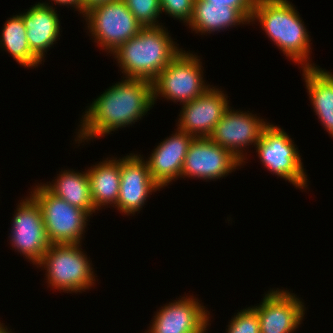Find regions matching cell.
Here are the masks:
<instances>
[{
    "instance_id": "cell-1",
    "label": "cell",
    "mask_w": 333,
    "mask_h": 333,
    "mask_svg": "<svg viewBox=\"0 0 333 333\" xmlns=\"http://www.w3.org/2000/svg\"><path fill=\"white\" fill-rule=\"evenodd\" d=\"M154 104L151 81L126 78L117 82L85 110L75 141L104 137L118 128L135 124Z\"/></svg>"
},
{
    "instance_id": "cell-2",
    "label": "cell",
    "mask_w": 333,
    "mask_h": 333,
    "mask_svg": "<svg viewBox=\"0 0 333 333\" xmlns=\"http://www.w3.org/2000/svg\"><path fill=\"white\" fill-rule=\"evenodd\" d=\"M163 26L143 27L136 36L113 53L124 78L153 82L159 73L182 50Z\"/></svg>"
},
{
    "instance_id": "cell-3",
    "label": "cell",
    "mask_w": 333,
    "mask_h": 333,
    "mask_svg": "<svg viewBox=\"0 0 333 333\" xmlns=\"http://www.w3.org/2000/svg\"><path fill=\"white\" fill-rule=\"evenodd\" d=\"M258 20L262 29L286 57L301 68L309 63L310 36L298 11L288 0H256L250 22ZM305 64V65H304Z\"/></svg>"
},
{
    "instance_id": "cell-4",
    "label": "cell",
    "mask_w": 333,
    "mask_h": 333,
    "mask_svg": "<svg viewBox=\"0 0 333 333\" xmlns=\"http://www.w3.org/2000/svg\"><path fill=\"white\" fill-rule=\"evenodd\" d=\"M81 244H51L36 264L43 267L49 287L68 292L90 289L95 282L94 271Z\"/></svg>"
},
{
    "instance_id": "cell-5",
    "label": "cell",
    "mask_w": 333,
    "mask_h": 333,
    "mask_svg": "<svg viewBox=\"0 0 333 333\" xmlns=\"http://www.w3.org/2000/svg\"><path fill=\"white\" fill-rule=\"evenodd\" d=\"M202 67L198 56L182 48L152 82L153 102L160 96L182 104L198 98L211 87L203 80Z\"/></svg>"
},
{
    "instance_id": "cell-6",
    "label": "cell",
    "mask_w": 333,
    "mask_h": 333,
    "mask_svg": "<svg viewBox=\"0 0 333 333\" xmlns=\"http://www.w3.org/2000/svg\"><path fill=\"white\" fill-rule=\"evenodd\" d=\"M36 187L30 192V196L41 210L49 242L51 244L81 243L82 234L90 215L56 197L42 184Z\"/></svg>"
},
{
    "instance_id": "cell-7",
    "label": "cell",
    "mask_w": 333,
    "mask_h": 333,
    "mask_svg": "<svg viewBox=\"0 0 333 333\" xmlns=\"http://www.w3.org/2000/svg\"><path fill=\"white\" fill-rule=\"evenodd\" d=\"M83 17L94 41L109 53L143 28L122 0L97 4L86 10Z\"/></svg>"
},
{
    "instance_id": "cell-8",
    "label": "cell",
    "mask_w": 333,
    "mask_h": 333,
    "mask_svg": "<svg viewBox=\"0 0 333 333\" xmlns=\"http://www.w3.org/2000/svg\"><path fill=\"white\" fill-rule=\"evenodd\" d=\"M255 147L258 158L270 172L300 189L308 186L298 147L283 128L269 124Z\"/></svg>"
},
{
    "instance_id": "cell-9",
    "label": "cell",
    "mask_w": 333,
    "mask_h": 333,
    "mask_svg": "<svg viewBox=\"0 0 333 333\" xmlns=\"http://www.w3.org/2000/svg\"><path fill=\"white\" fill-rule=\"evenodd\" d=\"M17 207L10 229V242L17 252L36 265L51 245L42 213L31 196L21 200Z\"/></svg>"
},
{
    "instance_id": "cell-10",
    "label": "cell",
    "mask_w": 333,
    "mask_h": 333,
    "mask_svg": "<svg viewBox=\"0 0 333 333\" xmlns=\"http://www.w3.org/2000/svg\"><path fill=\"white\" fill-rule=\"evenodd\" d=\"M269 124L249 111L243 113L228 108L209 138L245 163L244 148L252 144L255 147Z\"/></svg>"
},
{
    "instance_id": "cell-11",
    "label": "cell",
    "mask_w": 333,
    "mask_h": 333,
    "mask_svg": "<svg viewBox=\"0 0 333 333\" xmlns=\"http://www.w3.org/2000/svg\"><path fill=\"white\" fill-rule=\"evenodd\" d=\"M242 164L231 152L209 137L194 138L184 160L181 178L197 177L206 181L220 179Z\"/></svg>"
},
{
    "instance_id": "cell-12",
    "label": "cell",
    "mask_w": 333,
    "mask_h": 333,
    "mask_svg": "<svg viewBox=\"0 0 333 333\" xmlns=\"http://www.w3.org/2000/svg\"><path fill=\"white\" fill-rule=\"evenodd\" d=\"M303 304L299 297L287 290H269L261 304L252 306L259 317L260 333L295 332L305 314Z\"/></svg>"
},
{
    "instance_id": "cell-13",
    "label": "cell",
    "mask_w": 333,
    "mask_h": 333,
    "mask_svg": "<svg viewBox=\"0 0 333 333\" xmlns=\"http://www.w3.org/2000/svg\"><path fill=\"white\" fill-rule=\"evenodd\" d=\"M227 99L219 88L209 87L198 98L182 104L177 129L195 138L209 137L230 107Z\"/></svg>"
},
{
    "instance_id": "cell-14",
    "label": "cell",
    "mask_w": 333,
    "mask_h": 333,
    "mask_svg": "<svg viewBox=\"0 0 333 333\" xmlns=\"http://www.w3.org/2000/svg\"><path fill=\"white\" fill-rule=\"evenodd\" d=\"M120 175L116 207L126 215H134L135 212L141 210L147 197L161 188L152 179L148 165L140 154L131 153L120 159Z\"/></svg>"
},
{
    "instance_id": "cell-15",
    "label": "cell",
    "mask_w": 333,
    "mask_h": 333,
    "mask_svg": "<svg viewBox=\"0 0 333 333\" xmlns=\"http://www.w3.org/2000/svg\"><path fill=\"white\" fill-rule=\"evenodd\" d=\"M209 314L197 298L184 296L157 311L147 333H205Z\"/></svg>"
},
{
    "instance_id": "cell-16",
    "label": "cell",
    "mask_w": 333,
    "mask_h": 333,
    "mask_svg": "<svg viewBox=\"0 0 333 333\" xmlns=\"http://www.w3.org/2000/svg\"><path fill=\"white\" fill-rule=\"evenodd\" d=\"M195 137L177 129L164 139L146 160L152 179L161 187L180 178L187 151Z\"/></svg>"
},
{
    "instance_id": "cell-17",
    "label": "cell",
    "mask_w": 333,
    "mask_h": 333,
    "mask_svg": "<svg viewBox=\"0 0 333 333\" xmlns=\"http://www.w3.org/2000/svg\"><path fill=\"white\" fill-rule=\"evenodd\" d=\"M50 3L33 5L27 12L21 13L25 27L26 36L31 52L42 62L45 52L58 40L60 32V21L58 14Z\"/></svg>"
},
{
    "instance_id": "cell-18",
    "label": "cell",
    "mask_w": 333,
    "mask_h": 333,
    "mask_svg": "<svg viewBox=\"0 0 333 333\" xmlns=\"http://www.w3.org/2000/svg\"><path fill=\"white\" fill-rule=\"evenodd\" d=\"M250 21L238 10L228 4H210L206 0H194L193 15L188 25L196 33H210L225 30Z\"/></svg>"
},
{
    "instance_id": "cell-19",
    "label": "cell",
    "mask_w": 333,
    "mask_h": 333,
    "mask_svg": "<svg viewBox=\"0 0 333 333\" xmlns=\"http://www.w3.org/2000/svg\"><path fill=\"white\" fill-rule=\"evenodd\" d=\"M319 67H304L302 74L313 110L333 137V74Z\"/></svg>"
},
{
    "instance_id": "cell-20",
    "label": "cell",
    "mask_w": 333,
    "mask_h": 333,
    "mask_svg": "<svg viewBox=\"0 0 333 333\" xmlns=\"http://www.w3.org/2000/svg\"><path fill=\"white\" fill-rule=\"evenodd\" d=\"M91 199L95 210L116 206L120 189V158L106 159L87 170Z\"/></svg>"
},
{
    "instance_id": "cell-21",
    "label": "cell",
    "mask_w": 333,
    "mask_h": 333,
    "mask_svg": "<svg viewBox=\"0 0 333 333\" xmlns=\"http://www.w3.org/2000/svg\"><path fill=\"white\" fill-rule=\"evenodd\" d=\"M57 176L53 184H42L56 197L68 202L70 205L86 211L89 215L95 213L91 199L88 173L64 170Z\"/></svg>"
},
{
    "instance_id": "cell-22",
    "label": "cell",
    "mask_w": 333,
    "mask_h": 333,
    "mask_svg": "<svg viewBox=\"0 0 333 333\" xmlns=\"http://www.w3.org/2000/svg\"><path fill=\"white\" fill-rule=\"evenodd\" d=\"M26 33L21 13L13 15L4 24L0 47L7 50L20 65L35 68L42 62L31 52Z\"/></svg>"
},
{
    "instance_id": "cell-23",
    "label": "cell",
    "mask_w": 333,
    "mask_h": 333,
    "mask_svg": "<svg viewBox=\"0 0 333 333\" xmlns=\"http://www.w3.org/2000/svg\"><path fill=\"white\" fill-rule=\"evenodd\" d=\"M142 27H158L160 15L159 0H122Z\"/></svg>"
},
{
    "instance_id": "cell-24",
    "label": "cell",
    "mask_w": 333,
    "mask_h": 333,
    "mask_svg": "<svg viewBox=\"0 0 333 333\" xmlns=\"http://www.w3.org/2000/svg\"><path fill=\"white\" fill-rule=\"evenodd\" d=\"M227 333H260L257 312L252 308H244L231 319Z\"/></svg>"
},
{
    "instance_id": "cell-25",
    "label": "cell",
    "mask_w": 333,
    "mask_h": 333,
    "mask_svg": "<svg viewBox=\"0 0 333 333\" xmlns=\"http://www.w3.org/2000/svg\"><path fill=\"white\" fill-rule=\"evenodd\" d=\"M161 12L188 24L193 15L194 0H159Z\"/></svg>"
},
{
    "instance_id": "cell-26",
    "label": "cell",
    "mask_w": 333,
    "mask_h": 333,
    "mask_svg": "<svg viewBox=\"0 0 333 333\" xmlns=\"http://www.w3.org/2000/svg\"><path fill=\"white\" fill-rule=\"evenodd\" d=\"M210 4H228L229 7L238 9L249 21L251 20L256 0H206Z\"/></svg>"
},
{
    "instance_id": "cell-27",
    "label": "cell",
    "mask_w": 333,
    "mask_h": 333,
    "mask_svg": "<svg viewBox=\"0 0 333 333\" xmlns=\"http://www.w3.org/2000/svg\"><path fill=\"white\" fill-rule=\"evenodd\" d=\"M57 5H69L73 7L83 15V0H52Z\"/></svg>"
},
{
    "instance_id": "cell-28",
    "label": "cell",
    "mask_w": 333,
    "mask_h": 333,
    "mask_svg": "<svg viewBox=\"0 0 333 333\" xmlns=\"http://www.w3.org/2000/svg\"><path fill=\"white\" fill-rule=\"evenodd\" d=\"M107 1H112V0H83V16L86 13V10H88L89 8L100 3H105Z\"/></svg>"
},
{
    "instance_id": "cell-29",
    "label": "cell",
    "mask_w": 333,
    "mask_h": 333,
    "mask_svg": "<svg viewBox=\"0 0 333 333\" xmlns=\"http://www.w3.org/2000/svg\"><path fill=\"white\" fill-rule=\"evenodd\" d=\"M11 331H8L7 326L5 327L3 323L0 322V333H10ZM12 333V332H11Z\"/></svg>"
}]
</instances>
